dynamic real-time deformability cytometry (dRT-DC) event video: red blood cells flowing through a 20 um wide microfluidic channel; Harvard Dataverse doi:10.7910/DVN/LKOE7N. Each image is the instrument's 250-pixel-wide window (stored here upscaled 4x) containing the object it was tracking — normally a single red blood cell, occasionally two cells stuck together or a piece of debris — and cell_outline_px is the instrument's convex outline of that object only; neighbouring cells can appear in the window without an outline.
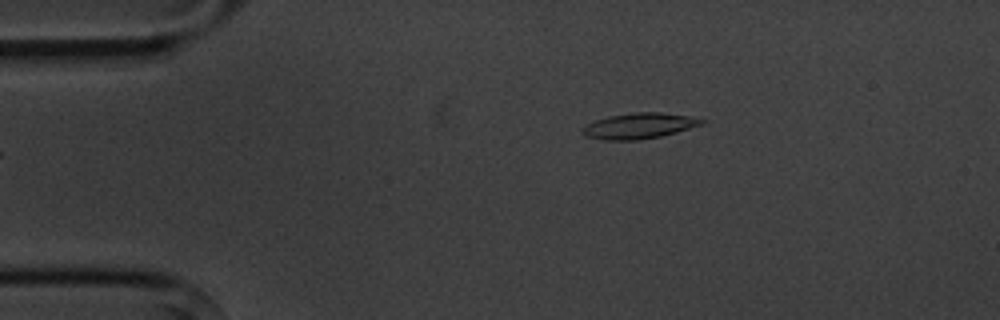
{"species": "common noctule bat (a hibernating species)", "species_latin": "Nyctalus noctula", "temperature_condition": "cold", "stored_images_in_passage": 12, "camera_frame_rate_fps": 3000, "um_per_image_px": 0.085, "animal": {"sex": "male", "body_mass_g": 20.1, "forearm_length_mm": 53.5}, "frame": {"image": 1, "passage_image": 1, "time_ms": 0.0, "image_size_px": [1000, 320], "cell_outline_px": [[708, 120], [704, 124], [676, 132], [660, 136], [636, 140], [604, 140], [584, 136], [580, 132], [580, 128], [596, 120], [608, 116], [636, 112], [660, 112], [688, 116]], "centroid_in_image_um": [54.3, 10.7], "position_along_channel_um": 30.7, "area_um2": 17.86}}
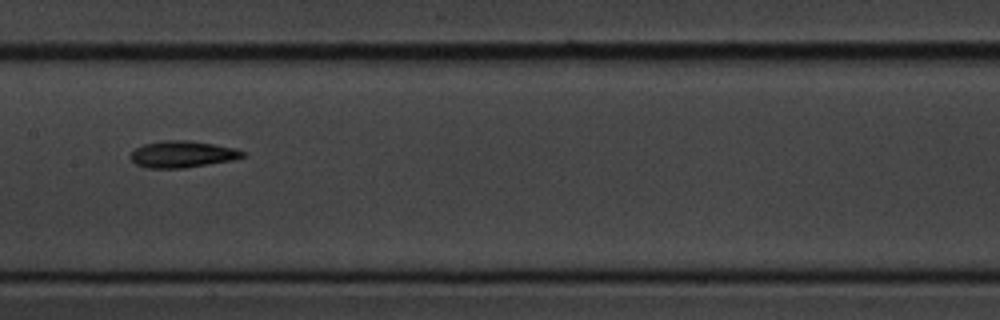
{"frame": {"image": 2, "passage_image": 5, "time_ms": 5.667, "image_size_px": [1000, 320], "cell_outline_px": [[248, 156], [232, 160], [184, 168], [148, 168], [136, 164], [128, 156], [136, 148], [144, 144], [160, 140], [188, 140], [236, 148], [244, 152]], "centroid_in_image_um": [15.5, 13.11], "position_along_channel_um": 191.9, "area_um2": 17.46}}
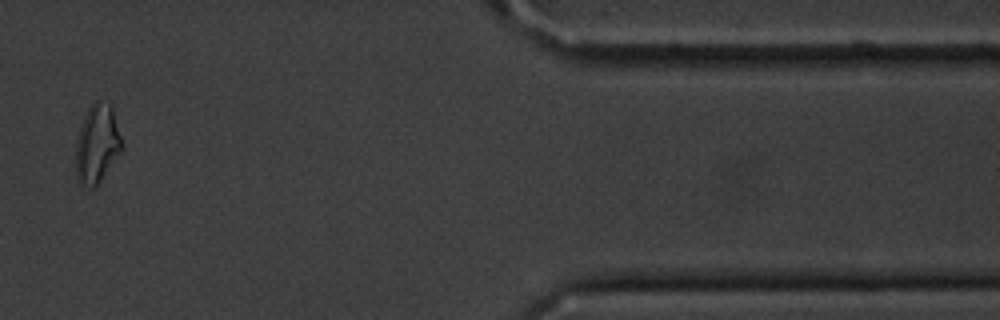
{"frame": {"image": 3, "passage_image": 11, "time_ms": 12.667, "image_size_px": [1000, 320], "cell_outline_px": [[124, 148], [96, 188], [88, 188], [80, 184], [76, 180], [76, 140], [80, 128], [88, 108], [96, 100], [100, 100], [112, 108], [124, 144]], "centroid_in_image_um": [8.27, 12.3], "position_along_channel_um": 403.1, "area_um2": 21.33}, "authors_computed_cell_mechanics": {"area_um2": 17.34, "velocity_mm_per_s": 3.6537, "shape_relaxation_time_tau1_ms": null, "shape_relaxation_time_tau2_ms": 10.9835, "deformation_change_tau1": null, "deformation_change_tau2": 0.2079}}